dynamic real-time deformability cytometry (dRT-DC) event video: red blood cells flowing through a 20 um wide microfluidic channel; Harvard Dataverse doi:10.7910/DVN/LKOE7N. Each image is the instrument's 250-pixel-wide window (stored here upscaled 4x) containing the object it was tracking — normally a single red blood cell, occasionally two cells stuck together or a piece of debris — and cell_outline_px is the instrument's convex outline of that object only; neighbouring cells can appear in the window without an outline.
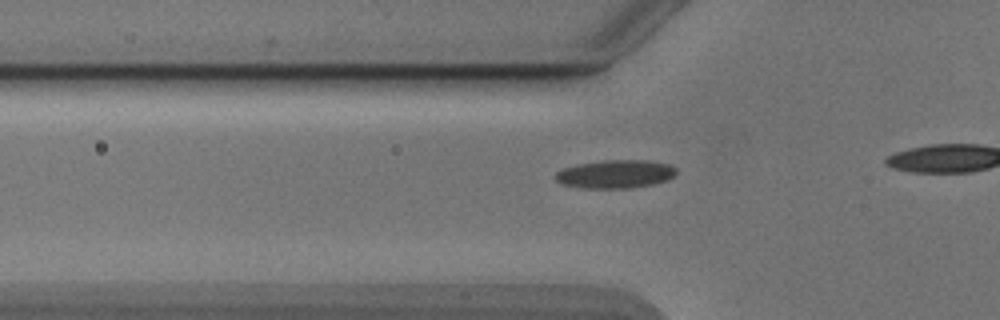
{"species": "Egyptian fruit bat (a non-hibernating species)", "species_latin": "Rousettus aegyptiacus", "temperature_condition": "cold", "stored_images_in_passage": 10, "camera_frame_rate_fps": 3000, "um_per_image_px": 0.085, "animal": {"sex": "male"}, "frame": {"image": 1, "passage_image": 4, "time_ms": 1.0, "image_size_px": [1000, 320], "cell_outline_px": [[676, 172], [668, 180], [652, 184], [632, 188], [584, 188], [564, 184], [556, 180], [556, 172], [564, 168], [576, 164], [604, 160], [648, 160], [668, 164], [676, 168]], "centroid_in_image_um": [52.32, 14.79], "position_along_channel_um": 73.5, "area_um2": 19.83}}
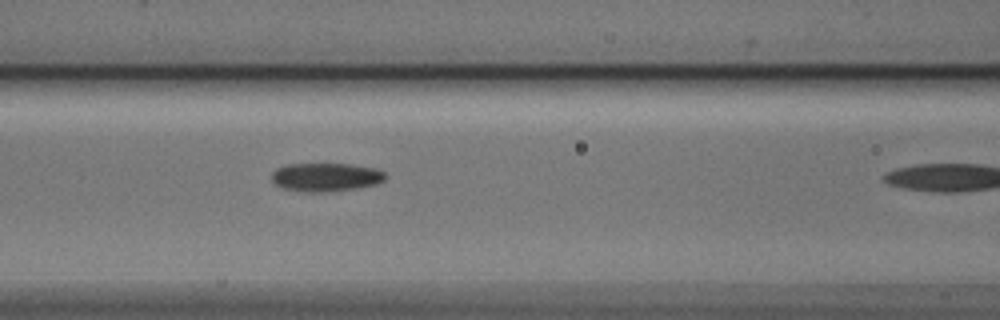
{"frame": {"image": 2, "passage_image": 9, "time_ms": 2.667, "image_size_px": [1000, 320], "cell_outline_px": [[384, 180], [376, 184], [352, 188], [320, 192], [308, 192], [284, 188], [276, 184], [272, 180], [272, 172], [276, 168], [288, 164], [352, 164], [376, 168], [384, 172]], "centroid_in_image_um": [27.68, 15.03], "position_along_channel_um": 138.9, "area_um2": 18.55}}